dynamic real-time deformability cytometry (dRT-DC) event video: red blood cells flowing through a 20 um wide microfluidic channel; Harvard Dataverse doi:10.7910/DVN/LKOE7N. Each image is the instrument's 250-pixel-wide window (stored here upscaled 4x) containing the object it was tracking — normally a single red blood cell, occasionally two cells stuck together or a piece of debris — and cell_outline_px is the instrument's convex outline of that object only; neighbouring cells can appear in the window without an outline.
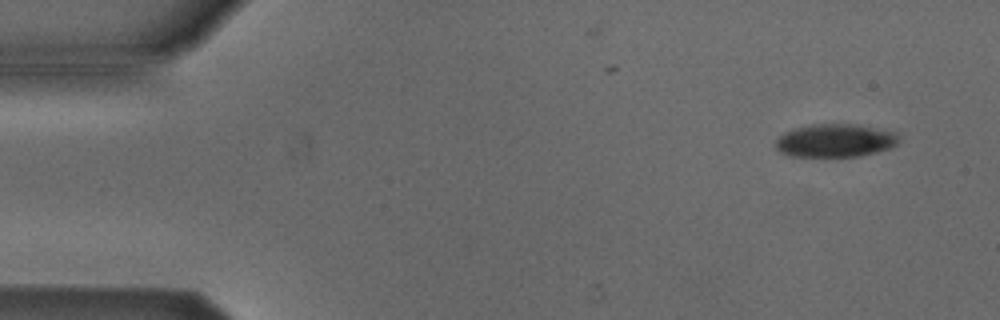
{"species": "Egyptian fruit bat (a non-hibernating species)", "species_latin": "Rousettus aegyptiacus", "temperature_condition": "cold", "stored_images_in_passage": 2, "camera_frame_rate_fps": 3000, "um_per_image_px": 0.085, "animal": {"sex": "male"}, "frame": {"image": 1, "passage_image": 2, "time_ms": 1.333, "image_size_px": [1000, 320], "cell_outline_px": [[896, 144], [888, 148], [876, 152], [856, 156], [792, 156], [780, 152], [776, 148], [776, 140], [784, 132], [792, 128], [812, 124], [860, 124], [896, 132]], "centroid_in_image_um": [70.95, 11.93], "position_along_channel_um": 14.0, "area_um2": 23.64}}